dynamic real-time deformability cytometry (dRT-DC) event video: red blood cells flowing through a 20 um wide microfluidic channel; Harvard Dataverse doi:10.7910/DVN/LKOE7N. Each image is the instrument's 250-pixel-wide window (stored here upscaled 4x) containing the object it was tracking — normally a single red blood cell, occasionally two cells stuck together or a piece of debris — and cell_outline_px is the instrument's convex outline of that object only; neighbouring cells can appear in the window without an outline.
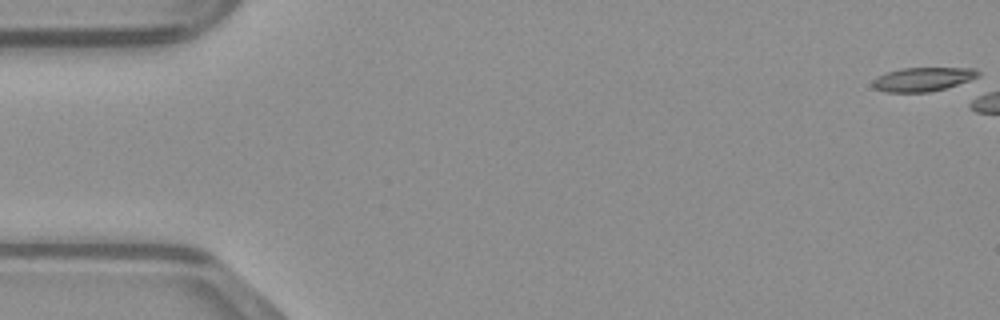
{"species": "common noctule bat (a hibernating species)", "species_latin": "Nyctalus noctula", "temperature_condition": "warm", "stored_images_in_passage": 5, "camera_frame_rate_fps": 3000, "um_per_image_px": 0.085, "animal": {"sex": "male", "body_mass_g": 23.1, "forearm_length_mm": 52.7}, "frame": {"image": 1, "passage_image": 1, "time_ms": 0.0, "image_size_px": [1000, 320], "cell_outline_px": [[980, 76], [944, 88], [928, 92], [884, 92], [876, 88], [872, 84], [872, 80], [888, 72], [904, 68], [976, 68], [980, 72]], "centroid_in_image_um": [78.46, 6.73], "position_along_channel_um": 6.5, "area_um2": 14.39}}